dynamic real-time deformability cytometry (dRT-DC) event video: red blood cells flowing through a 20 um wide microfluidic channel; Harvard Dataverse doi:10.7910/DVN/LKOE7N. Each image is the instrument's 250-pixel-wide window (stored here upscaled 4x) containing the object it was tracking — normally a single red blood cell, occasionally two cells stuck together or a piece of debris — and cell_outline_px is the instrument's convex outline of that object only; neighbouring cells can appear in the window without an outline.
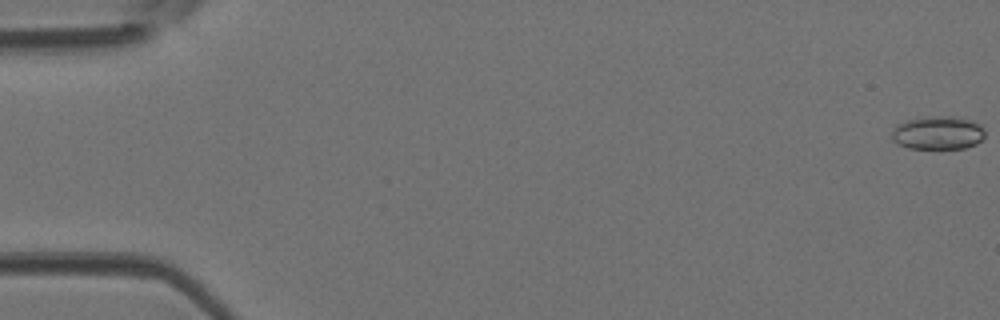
{"species": "Egyptian fruit bat (a non-hibernating species)", "species_latin": "Rousettus aegyptiacus", "temperature_condition": "room temperature", "stored_images_in_passage": 46, "camera_frame_rate_fps": 3000, "um_per_image_px": 0.085, "animal": {"sex": "female"}, "frame": {"image": 1, "passage_image": 1, "time_ms": 0.0, "image_size_px": [1000, 320], "cell_outline_px": [[984, 136], [976, 144], [964, 148], [908, 148], [892, 140], [892, 132], [896, 124], [908, 120], [928, 116], [956, 116], [972, 120], [980, 124], [984, 128]], "centroid_in_image_um": [79.74, 11.27], "position_along_channel_um": 5.3, "area_um2": 18.15}}
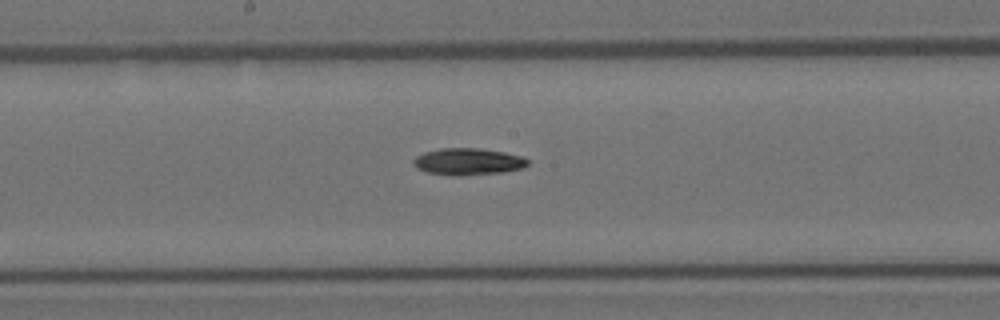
{"frame": {"image": 2, "passage_image": 25, "time_ms": 8.0, "image_size_px": [1000, 320], "cell_outline_px": [[528, 164], [524, 168], [504, 172], [460, 176], [428, 172], [416, 168], [412, 164], [412, 160], [416, 156], [424, 152], [440, 148], [480, 148], [504, 152], [524, 156], [528, 160]], "centroid_in_image_um": [39.8, 13.73], "position_along_channel_um": 208.4, "area_um2": 18.03}}
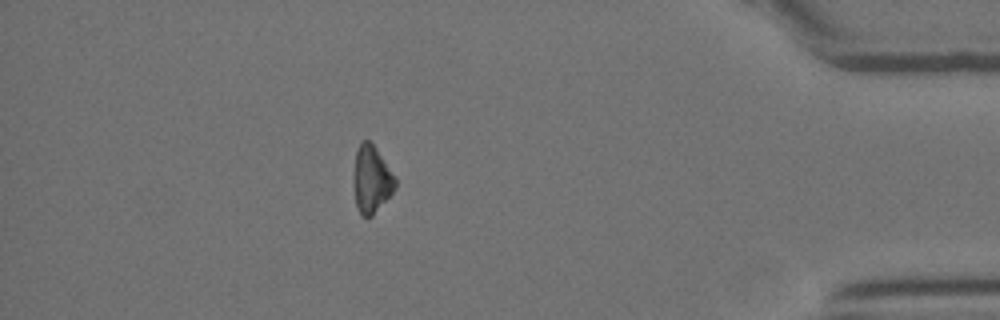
{"frame": {"image": 3, "passage_image": 41, "time_ms": 13.333, "image_size_px": [1000, 320], "cell_outline_px": [[396, 188], [372, 216], [360, 216], [356, 204], [352, 184], [352, 176], [356, 148], [360, 140], [368, 140], [376, 148], [396, 176]], "centroid_in_image_um": [31.55, 15.22], "position_along_channel_um": 403.7, "area_um2": 16.76}}